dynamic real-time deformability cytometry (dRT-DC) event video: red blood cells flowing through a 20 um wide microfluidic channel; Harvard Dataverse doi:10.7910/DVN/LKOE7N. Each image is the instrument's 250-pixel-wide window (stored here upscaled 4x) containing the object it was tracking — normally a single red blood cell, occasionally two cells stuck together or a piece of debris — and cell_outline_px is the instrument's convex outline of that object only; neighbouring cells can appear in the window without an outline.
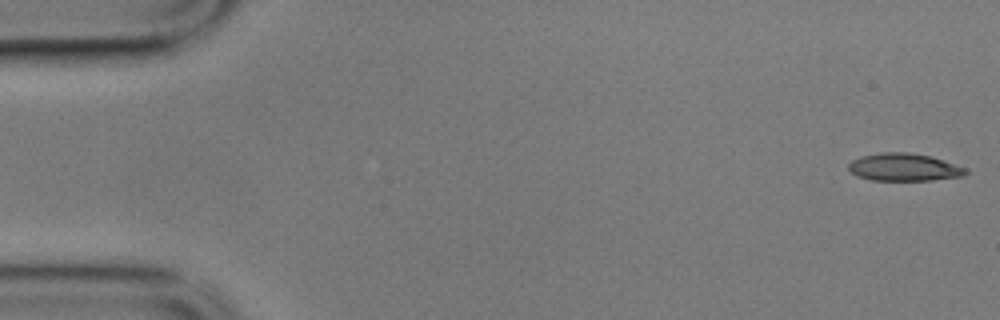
{"species": "common noctule bat (a hibernating species)", "species_latin": "Nyctalus noctula", "temperature_condition": "cold", "stored_images_in_passage": 56, "camera_frame_rate_fps": 3000, "um_per_image_px": 0.085, "animal": {"sex": "male", "body_mass_g": 17.9}, "frame": {"image": 1, "passage_image": 1, "time_ms": 0.0, "image_size_px": [1000, 320], "cell_outline_px": [[968, 172], [964, 176], [932, 180], [872, 180], [856, 176], [848, 168], [848, 164], [852, 160], [860, 156], [880, 152], [908, 152], [932, 156], [968, 168]], "centroid_in_image_um": [76.86, 14.2], "position_along_channel_um": 8.1, "area_um2": 19.07}}
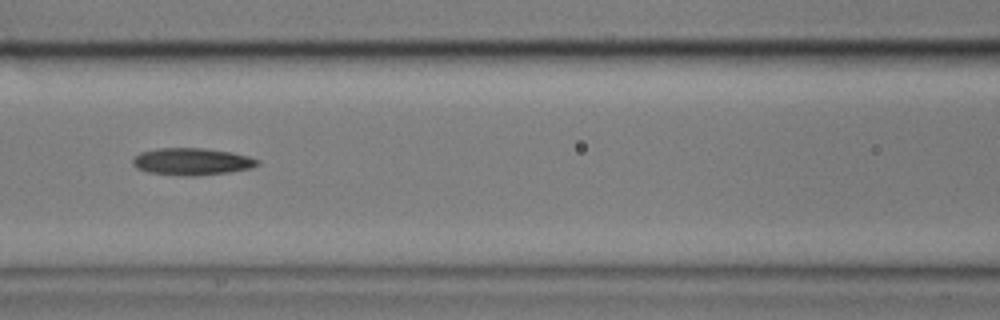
{"frame": {"image": 2, "passage_image": 24, "time_ms": 7.667, "image_size_px": [1000, 320], "cell_outline_px": [[260, 164], [252, 168], [228, 172], [196, 176], [184, 176], [148, 172], [136, 168], [132, 164], [132, 160], [140, 152], [156, 148], [204, 148], [232, 152], [248, 156], [260, 160]], "centroid_in_image_um": [16.32, 13.73], "position_along_channel_um": 150.3, "area_um2": 19.83}}
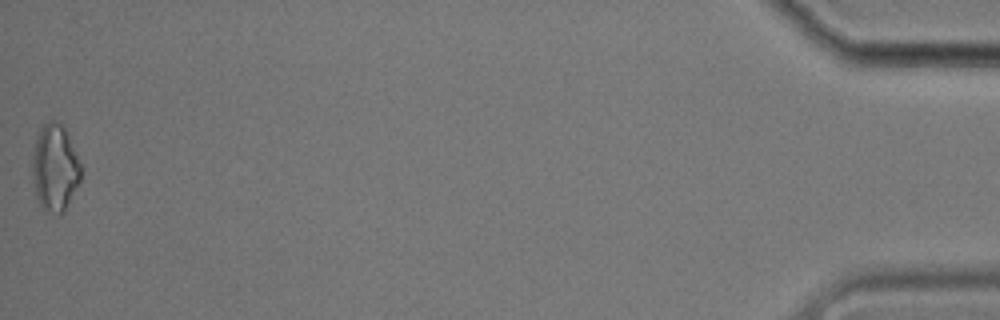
{"frame": {"image": 3, "passage_image": 56, "time_ms": 18.333, "image_size_px": [1000, 320], "cell_outline_px": [[80, 180], [64, 212], [60, 216], [44, 208], [40, 204], [36, 196], [32, 172], [32, 156], [36, 140], [40, 128], [48, 120], [56, 120], [64, 128], [80, 164]], "centroid_in_image_um": [4.65, 14.27], "position_along_channel_um": 430.6, "area_um2": 24.1}, "authors_computed_cell_mechanics": {"area_um2": 19.363, "velocity_mm_per_s": 3.5244, "shape_relaxation_time_tau1_ms": 6.2446, "shape_relaxation_time_tau2_ms": 11.2657, "deformation_change_tau1": 0.16, "deformation_change_tau2": 0.2407}}